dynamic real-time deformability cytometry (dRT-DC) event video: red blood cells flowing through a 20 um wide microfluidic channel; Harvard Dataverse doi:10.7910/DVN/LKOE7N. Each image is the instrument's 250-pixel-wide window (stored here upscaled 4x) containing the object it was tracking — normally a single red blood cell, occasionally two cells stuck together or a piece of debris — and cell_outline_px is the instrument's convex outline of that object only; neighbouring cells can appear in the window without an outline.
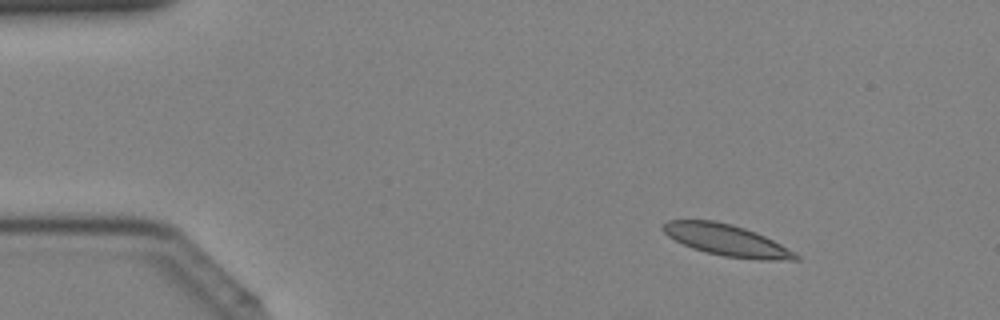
{"species": "Egyptian fruit bat (a non-hibernating species)", "species_latin": "Rousettus aegyptiacus", "temperature_condition": "cold", "stored_images_in_passage": 43, "segment_of_instrument_passage": [1, 2], "camera_frame_rate_fps": 3000, "um_per_image_px": 0.085, "animal": {"sex": "female"}, "frame": {"image": 1, "passage_image": 6, "time_ms": 1.667, "image_size_px": [1000, 320], "cell_outline_px": [[800, 260], [760, 260], [724, 256], [692, 248], [668, 236], [660, 228], [660, 224], [668, 220], [716, 220], [732, 224], [756, 232], [796, 252], [800, 256]], "centroid_in_image_um": [61.76, 20.41], "position_along_channel_um": 23.2, "area_um2": 24.28}}
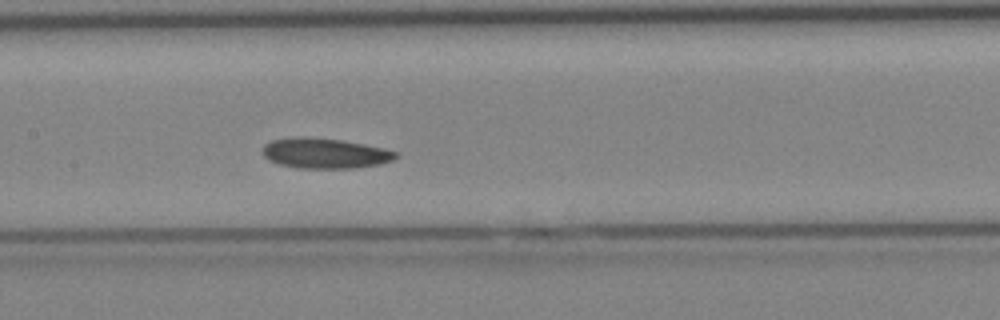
{"frame": {"image": 2, "passage_image": 21, "time_ms": 6.667, "image_size_px": [1000, 320], "cell_outline_px": [[400, 156], [392, 160], [380, 164], [356, 168], [296, 168], [280, 164], [268, 160], [264, 156], [264, 144], [272, 140], [296, 136], [304, 136], [340, 140], [364, 144], [384, 148], [400, 152]], "centroid_in_image_um": [27.65, 13.03], "position_along_channel_um": 179.7, "area_um2": 23.64}}
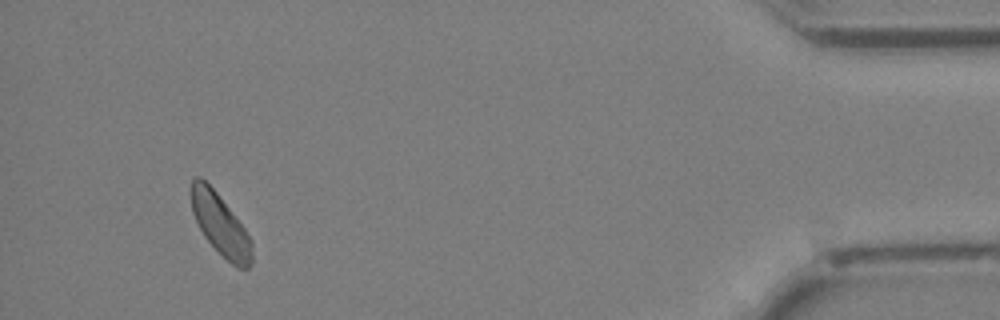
{"frame": {"image": 3, "passage_image": 40, "time_ms": 13.0, "image_size_px": [1000, 320], "cell_outline_px": [[252, 260], [248, 268], [236, 268], [204, 236], [192, 212], [192, 180], [196, 176], [200, 176], [216, 192], [244, 228], [252, 240]], "centroid_in_image_um": [18.75, 19.11], "position_along_channel_um": 416.5, "area_um2": 21.04}}